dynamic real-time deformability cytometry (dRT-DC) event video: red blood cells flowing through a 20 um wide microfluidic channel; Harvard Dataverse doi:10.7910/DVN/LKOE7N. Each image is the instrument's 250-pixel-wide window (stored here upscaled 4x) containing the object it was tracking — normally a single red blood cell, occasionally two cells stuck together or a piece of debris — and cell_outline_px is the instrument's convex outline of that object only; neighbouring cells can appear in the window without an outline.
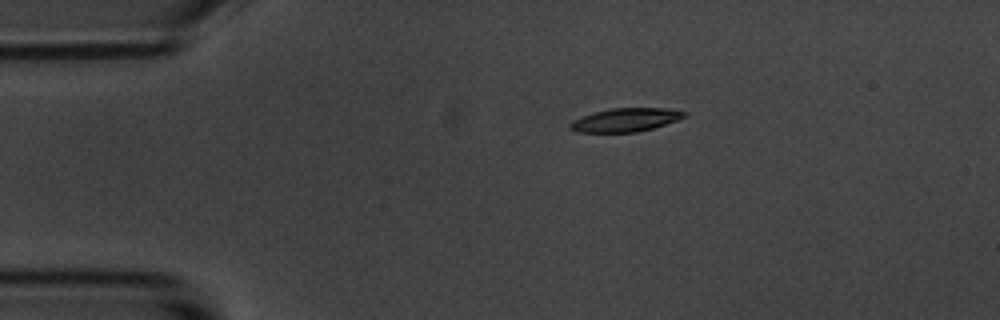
{"species": "common noctule bat (a hibernating species)", "species_latin": "Nyctalus noctula", "temperature_condition": "room temperature", "stored_images_in_passage": 47, "camera_frame_rate_fps": 3000, "um_per_image_px": 0.085, "animal": {"sex": "male", "body_mass_g": 20.1, "forearm_length_mm": 53.5}, "frame": {"image": 1, "passage_image": 1, "time_ms": 0.0, "image_size_px": [1000, 320], "cell_outline_px": [[688, 112], [684, 116], [676, 120], [652, 128], [636, 132], [576, 132], [568, 128], [568, 124], [572, 120], [580, 116], [612, 108], [664, 108]], "centroid_in_image_um": [53.09, 10.19], "position_along_channel_um": 31.9, "area_um2": 15.49}}
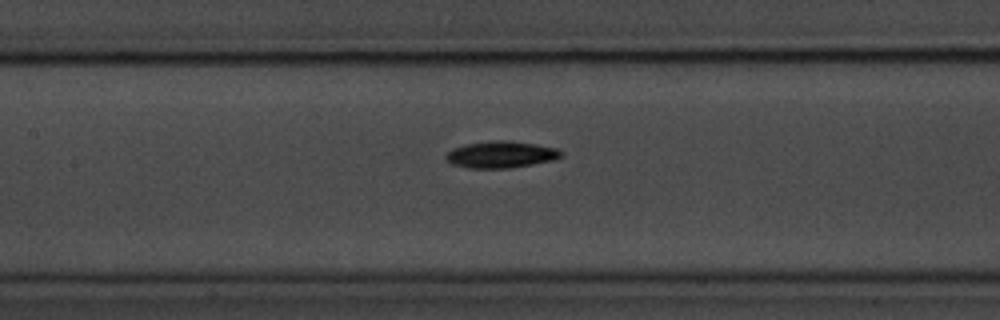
{"frame": {"image": 2, "passage_image": 16, "time_ms": 5.0, "image_size_px": [1000, 320], "cell_outline_px": [[564, 156], [556, 160], [508, 168], [468, 168], [452, 164], [444, 156], [452, 148], [464, 144], [492, 140], [508, 140], [536, 144], [560, 148], [564, 152]], "centroid_in_image_um": [42.64, 13.12], "position_along_channel_um": 164.8, "area_um2": 18.26}}
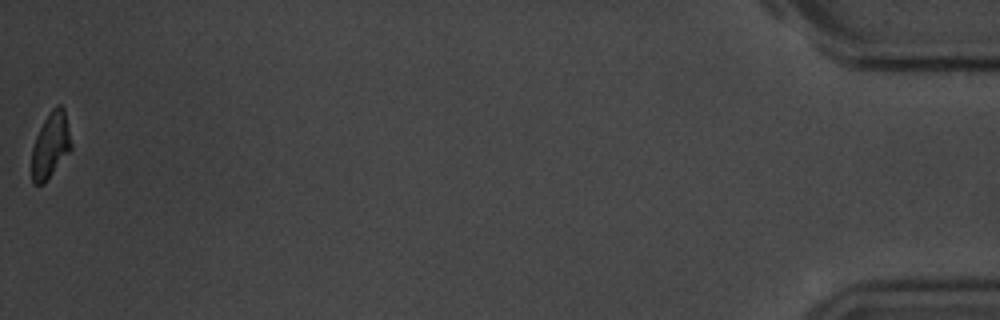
{"frame": {"image": 3, "passage_image": 47, "time_ms": 15.333, "image_size_px": [1000, 320], "cell_outline_px": [[72, 148], [44, 184], [32, 184], [32, 148], [36, 136], [44, 120], [52, 108], [56, 104], [60, 104], [64, 108], [72, 144]], "centroid_in_image_um": [4.3, 12.34], "position_along_channel_um": 430.9, "area_um2": 15.03}, "authors_computed_cell_mechanics": {"area_um2": 16.5886, "velocity_mm_per_s": 3.5228, "shape_relaxation_time_tau1_ms": 2.5131, "shape_relaxation_time_tau2_ms": null, "deformation_change_tau1": 0.1043, "deformation_change_tau2": null}}